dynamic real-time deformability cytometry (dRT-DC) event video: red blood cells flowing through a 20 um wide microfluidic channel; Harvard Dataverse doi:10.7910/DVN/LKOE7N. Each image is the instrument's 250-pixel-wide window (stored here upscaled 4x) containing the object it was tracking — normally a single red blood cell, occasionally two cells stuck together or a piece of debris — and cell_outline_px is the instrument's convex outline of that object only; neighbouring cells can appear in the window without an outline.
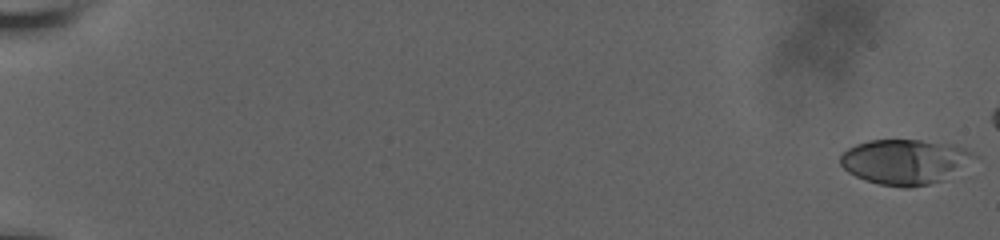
{"species": "human", "species_latin": "Homo sapiens", "temperature_condition": "room temperature", "stored_images_in_passage": 58, "camera_frame_rate_fps": 3000, "um_per_image_px": 0.085, "donor": {"sex": "male"}, "frame": {"image": 1, "passage_image": 1, "time_ms": 0.0, "image_size_px": [1000, 240], "cell_outline_px": [[980, 156], [940, 180], [928, 184], [908, 188], [904, 188], [880, 184], [864, 180], [848, 172], [840, 164], [840, 156], [848, 148], [856, 144], [868, 140], [920, 140], [952, 144], [964, 148]], "centroid_in_image_um": [76.88, 13.73], "position_along_channel_um": 8.1, "area_um2": 34.8}}
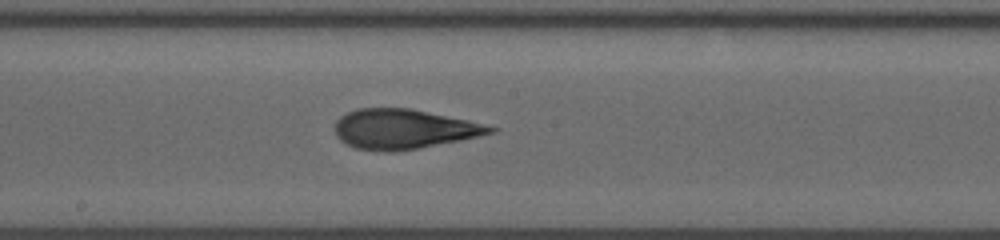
{"frame": {"image": 2, "passage_image": 36, "time_ms": 11.667, "image_size_px": [1000, 240], "cell_outline_px": [[496, 132], [460, 140], [416, 148], [392, 152], [356, 148], [340, 140], [336, 136], [336, 120], [340, 116], [348, 112], [360, 108], [408, 108], [468, 120], [496, 128]], "centroid_in_image_um": [34.28, 10.96], "position_along_channel_um": 213.9, "area_um2": 35.32}}
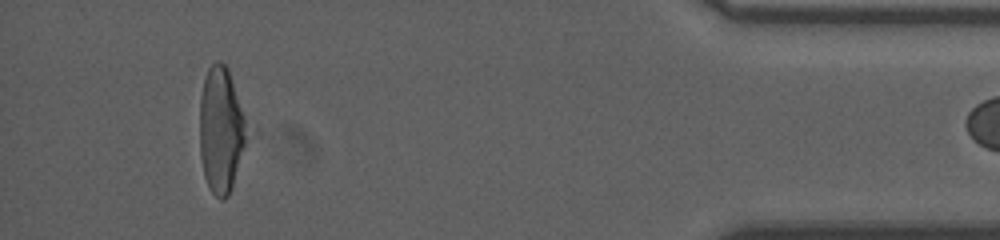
{"frame": {"image": 3, "passage_image": 57, "time_ms": 18.667, "image_size_px": [1000, 240], "cell_outline_px": [[256, 132], [228, 196], [224, 200], [220, 200], [208, 188], [204, 176], [200, 156], [200, 96], [204, 80], [208, 68], [216, 60], [220, 60], [228, 68]], "centroid_in_image_um": [18.94, 11.06], "position_along_channel_um": 416.3, "area_um2": 37.51}}